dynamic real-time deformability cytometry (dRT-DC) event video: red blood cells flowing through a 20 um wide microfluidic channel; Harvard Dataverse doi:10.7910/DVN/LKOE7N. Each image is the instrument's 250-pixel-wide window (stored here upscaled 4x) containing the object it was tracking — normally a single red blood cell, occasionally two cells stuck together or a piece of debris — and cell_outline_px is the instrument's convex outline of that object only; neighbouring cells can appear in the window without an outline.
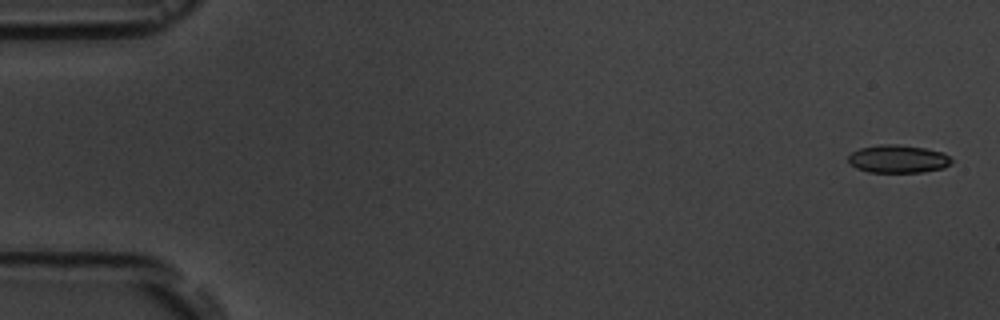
{"species": "common noctule bat (a hibernating species)", "species_latin": "Nyctalus noctula", "temperature_condition": "room temperature", "stored_images_in_passage": 9, "camera_frame_rate_fps": 3000, "um_per_image_px": 0.085, "animal": {"sex": "male", "body_mass_g": 19.5, "forearm_length_mm": 54.6}, "frame": {"image": 1, "passage_image": 1, "time_ms": 0.0, "image_size_px": [1000, 320], "cell_outline_px": [[952, 160], [944, 168], [924, 172], [868, 172], [856, 168], [848, 160], [848, 156], [852, 152], [860, 148], [880, 144], [896, 144], [924, 148], [944, 152]], "centroid_in_image_um": [76.33, 13.51], "position_along_channel_um": 8.7, "area_um2": 16.76}}
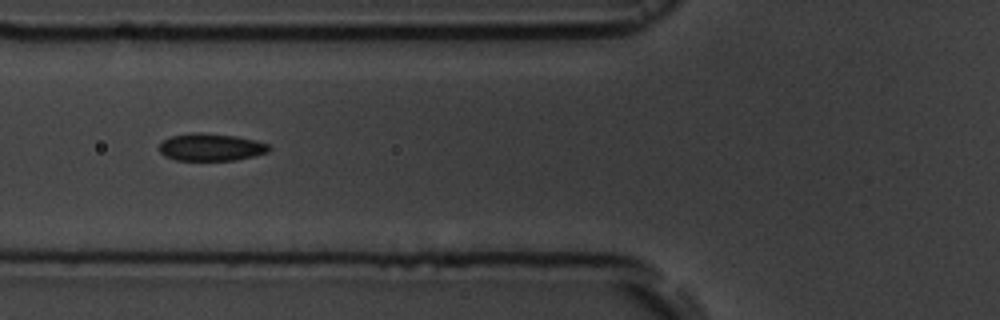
{"frame": {"image": 2, "passage_image": 7, "time_ms": 6.667, "image_size_px": [1000, 320], "cell_outline_px": [[272, 148], [268, 152], [252, 156], [232, 160], [176, 160], [164, 156], [160, 152], [160, 144], [164, 140], [172, 136], [192, 132], [200, 132], [236, 136], [256, 140], [268, 144]], "centroid_in_image_um": [17.93, 12.5], "position_along_channel_um": 107.9, "area_um2": 17.46}}
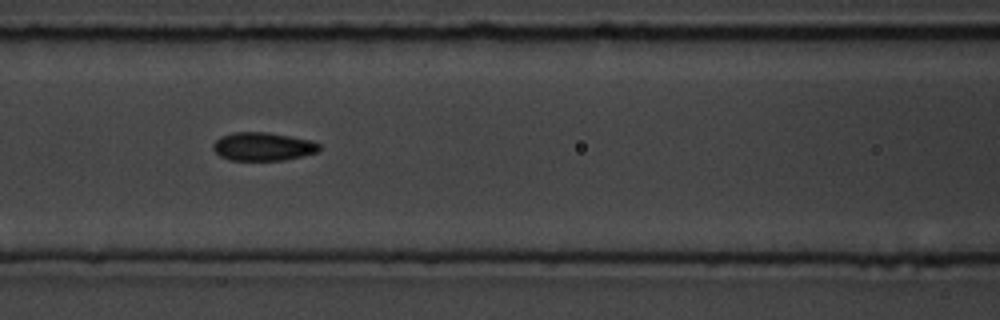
{"frame": {"image": 3, "passage_image": 8, "time_ms": 7.667, "image_size_px": [1000, 320], "cell_outline_px": [[320, 148], [316, 152], [284, 160], [228, 160], [220, 156], [212, 148], [212, 144], [220, 136], [232, 132], [268, 132], [308, 140], [320, 144]], "centroid_in_image_um": [22.28, 12.45], "position_along_channel_um": 144.3, "area_um2": 17.4}}